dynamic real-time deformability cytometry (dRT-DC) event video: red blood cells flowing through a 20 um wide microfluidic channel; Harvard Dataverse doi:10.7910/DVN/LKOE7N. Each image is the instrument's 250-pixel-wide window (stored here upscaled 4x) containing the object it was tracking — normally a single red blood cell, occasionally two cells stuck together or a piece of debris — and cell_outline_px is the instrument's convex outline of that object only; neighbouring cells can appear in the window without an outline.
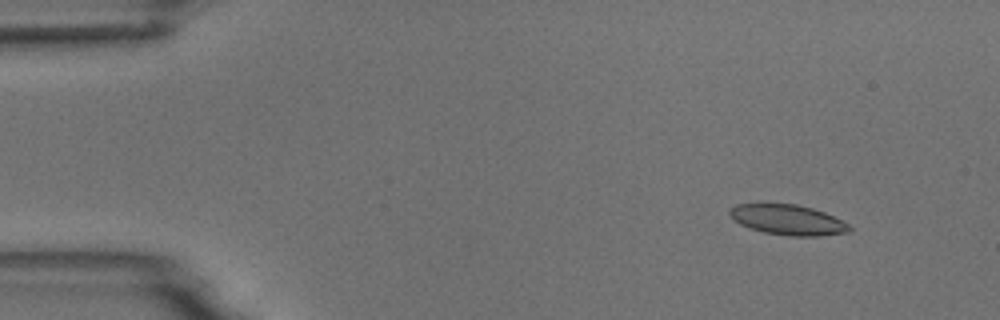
{"species": "common noctule bat (a hibernating species)", "species_latin": "Nyctalus noctula", "temperature_condition": "room temperature", "stored_images_in_passage": 4, "camera_frame_rate_fps": 3000, "um_per_image_px": 0.085, "animal": {"sex": "male", "body_mass_g": 18.8}, "frame": {"image": 1, "passage_image": 2, "time_ms": 1.0, "image_size_px": [1000, 320], "cell_outline_px": [[852, 232], [820, 236], [788, 236], [764, 232], [740, 224], [732, 220], [728, 212], [736, 204], [796, 204], [812, 208], [824, 212], [848, 224], [852, 228]], "centroid_in_image_um": [66.98, 18.69], "position_along_channel_um": 18.0, "area_um2": 21.04}}
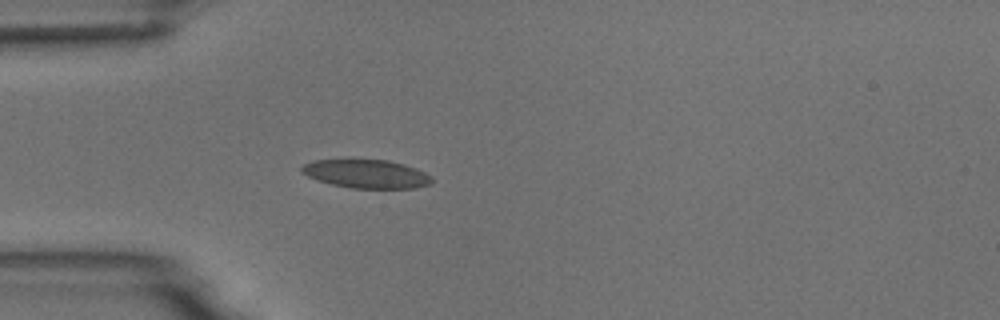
{"frame": {"image": 2, "passage_image": 4, "time_ms": 4.333, "image_size_px": [1000, 320], "cell_outline_px": [[432, 184], [416, 188], [352, 188], [332, 184], [316, 180], [300, 172], [300, 168], [304, 164], [312, 160], [352, 156], [388, 160], [404, 164], [416, 168], [432, 176]], "centroid_in_image_um": [31.09, 14.72], "position_along_channel_um": 53.9, "area_um2": 22.77}}